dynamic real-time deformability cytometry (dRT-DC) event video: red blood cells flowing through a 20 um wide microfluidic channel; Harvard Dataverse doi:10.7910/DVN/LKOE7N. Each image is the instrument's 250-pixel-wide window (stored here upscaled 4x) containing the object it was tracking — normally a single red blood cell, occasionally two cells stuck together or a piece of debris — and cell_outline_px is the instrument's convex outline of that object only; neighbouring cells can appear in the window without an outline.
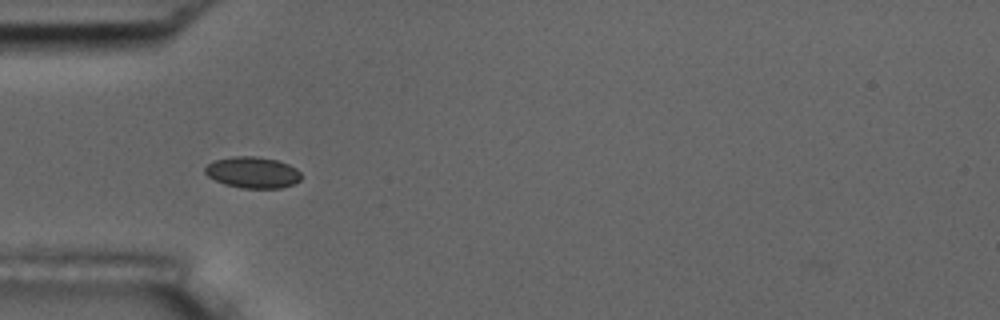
{"species": "common noctule bat (a hibernating species)", "species_latin": "Nyctalus noctula", "temperature_condition": "room temperature", "stored_images_in_passage": 40, "camera_frame_rate_fps": 3000, "um_per_image_px": 0.085, "animal": {"sex": "male", "body_mass_g": 17.5, "forearm_length_mm": 52.3}, "frame": {"image": 1, "passage_image": 2, "time_ms": 0.333, "image_size_px": [1000, 320], "cell_outline_px": [[300, 180], [292, 184], [280, 188], [240, 188], [224, 184], [208, 176], [204, 172], [204, 168], [212, 160], [232, 156], [256, 156], [276, 160], [288, 164], [296, 168], [300, 172]], "centroid_in_image_um": [21.44, 14.65], "position_along_channel_um": 63.6, "area_um2": 17.57}}
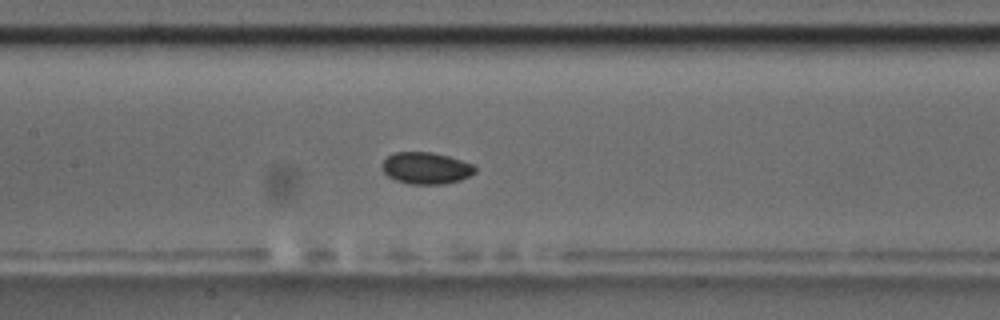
{"frame": {"image": 2, "passage_image": 11, "time_ms": 3.333, "image_size_px": [1000, 320], "cell_outline_px": [[476, 172], [460, 180], [444, 184], [408, 184], [396, 180], [388, 176], [384, 172], [380, 164], [388, 156], [396, 152], [432, 152], [448, 156], [472, 164], [476, 168]], "centroid_in_image_um": [36.19, 14.29], "position_along_channel_um": 171.2, "area_um2": 17.17}}
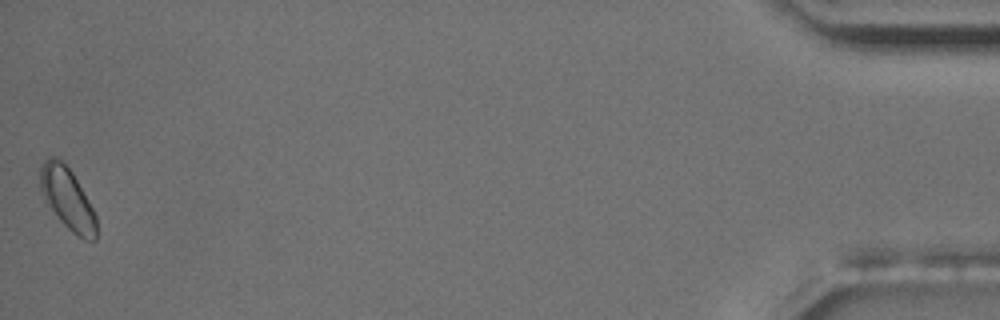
{"frame": {"image": 3, "passage_image": 40, "time_ms": 13.0, "image_size_px": [1000, 320], "cell_outline_px": [[96, 240], [84, 240], [76, 236], [60, 220], [44, 200], [40, 188], [40, 168], [44, 160], [48, 156], [56, 156], [72, 172], [92, 208], [96, 216]], "centroid_in_image_um": [5.71, 16.88], "position_along_channel_um": 429.5, "area_um2": 19.94}, "authors_computed_cell_mechanics": {"area_um2": 17.2244, "velocity_mm_per_s": 3.6359, "shape_relaxation_time_tau1_ms": 2.5346, "shape_relaxation_time_tau2_ms": 5.5904, "deformation_change_tau1": 0.0447, "deformation_change_tau2": 0.0548}}